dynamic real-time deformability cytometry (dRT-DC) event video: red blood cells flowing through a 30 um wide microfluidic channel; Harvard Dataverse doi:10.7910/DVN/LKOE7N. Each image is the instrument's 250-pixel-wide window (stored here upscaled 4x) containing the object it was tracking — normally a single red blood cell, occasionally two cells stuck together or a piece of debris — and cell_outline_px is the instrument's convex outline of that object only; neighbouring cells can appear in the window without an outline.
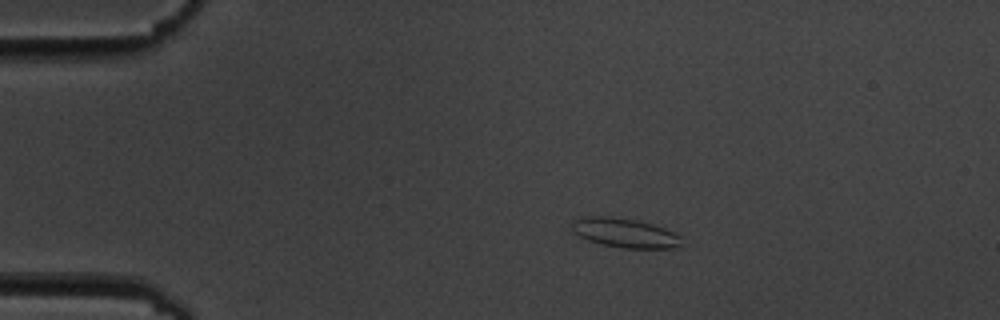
{"species": "common noctule bat (a hibernating species)", "species_latin": "Nyctalus noctula", "temperature_condition": "cold", "stored_images_in_passage": 6, "camera_frame_rate_fps": 3000, "um_per_image_px": 0.085, "animal": {"sex": "male", "body_mass_g": 19.5, "forearm_length_mm": 54.6}, "frame": {"image": 1, "passage_image": 3, "time_ms": 2.667, "image_size_px": [1000, 320], "cell_outline_px": [[680, 244], [676, 248], [620, 248], [600, 244], [588, 240], [572, 232], [572, 224], [580, 216], [608, 216], [636, 220], [652, 224], [664, 228], [680, 236]], "centroid_in_image_um": [53.07, 19.8], "position_along_channel_um": 31.9, "area_um2": 18.67}}
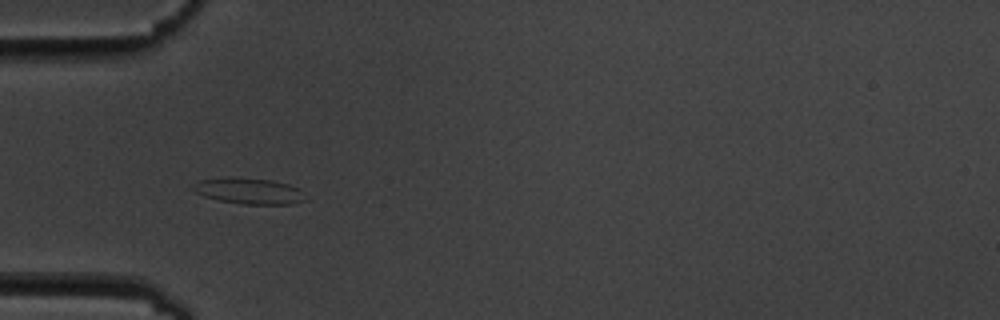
{"frame": {"image": 2, "passage_image": 5, "time_ms": 5.0, "image_size_px": [1000, 320], "cell_outline_px": [[304, 200], [292, 204], [240, 204], [220, 200], [204, 196], [196, 192], [192, 188], [192, 184], [200, 180], [272, 180], [288, 184], [304, 192]], "centroid_in_image_um": [21.21, 16.29], "position_along_channel_um": 63.8, "area_um2": 16.01}}